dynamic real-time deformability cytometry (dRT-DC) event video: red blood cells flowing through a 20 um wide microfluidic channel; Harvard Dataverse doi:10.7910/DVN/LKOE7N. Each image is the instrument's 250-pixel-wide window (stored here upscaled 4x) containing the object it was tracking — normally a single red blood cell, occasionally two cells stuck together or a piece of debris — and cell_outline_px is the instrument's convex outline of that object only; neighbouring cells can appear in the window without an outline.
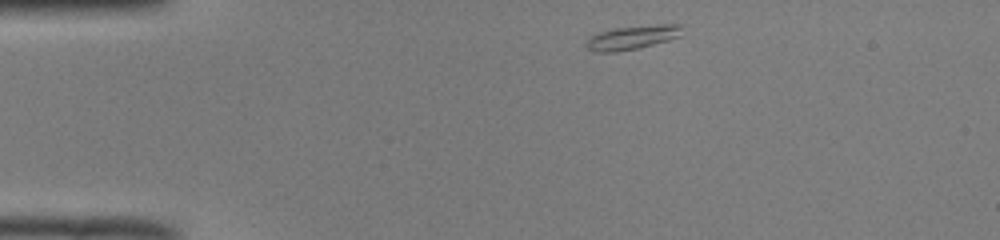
{"species": "common noctule bat (a hibernating species)", "species_latin": "Nyctalus noctula", "temperature_condition": "room temperature", "stored_images_in_passage": 42, "camera_frame_rate_fps": 3000, "um_per_image_px": 0.085, "animal": {"sex": "male", "body_mass_g": 19.0, "forearm_length_mm": 50.8}, "frame": {"image": 1, "passage_image": 1, "time_ms": 0.0, "image_size_px": [1000, 240], "cell_outline_px": [[680, 36], [668, 40], [636, 48], [616, 52], [596, 52], [588, 48], [584, 44], [592, 36], [600, 32], [616, 28], [660, 24], [680, 24]], "centroid_in_image_um": [53.72, 3.18], "position_along_channel_um": 31.3, "area_um2": 12.95}}
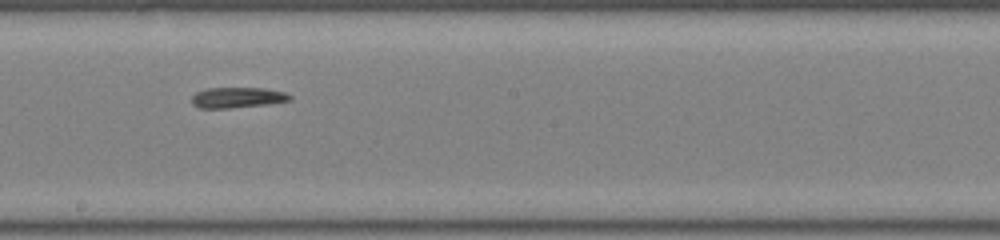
{"frame": {"image": 2, "passage_image": 20, "time_ms": 6.333, "image_size_px": [1000, 240], "cell_outline_px": [[292, 100], [268, 104], [228, 108], [200, 108], [192, 104], [192, 96], [196, 92], [204, 88], [264, 88], [284, 92], [292, 96]], "centroid_in_image_um": [20.17, 8.29], "position_along_channel_um": 228.0, "area_um2": 11.79}}
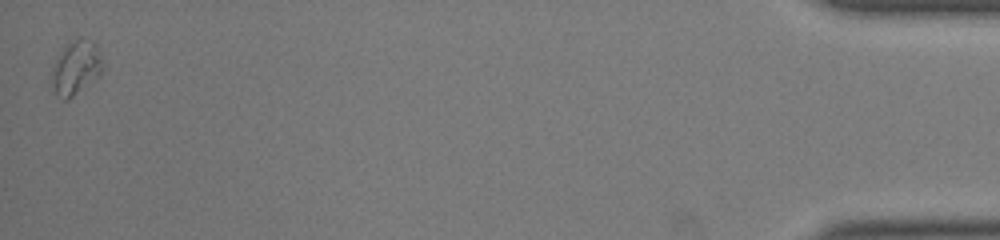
{"frame": {"image": 3, "passage_image": 42, "time_ms": 13.667, "image_size_px": [1000, 240], "cell_outline_px": [[104, 68], [96, 76], [72, 96], [64, 100], [56, 96], [48, 80], [56, 60], [68, 40], [80, 40], [96, 44], [100, 52], [104, 64]], "centroid_in_image_um": [6.4, 5.77], "position_along_channel_um": 428.8, "area_um2": 15.72}, "authors_computed_cell_mechanics": {"area_um2": 12.1669, "velocity_mm_per_s": 3.9658, "shape_relaxation_time_tau1_ms": null, "shape_relaxation_time_tau2_ms": 2.2434, "deformation_change_tau1": null, "deformation_change_tau2": 0.1077}}